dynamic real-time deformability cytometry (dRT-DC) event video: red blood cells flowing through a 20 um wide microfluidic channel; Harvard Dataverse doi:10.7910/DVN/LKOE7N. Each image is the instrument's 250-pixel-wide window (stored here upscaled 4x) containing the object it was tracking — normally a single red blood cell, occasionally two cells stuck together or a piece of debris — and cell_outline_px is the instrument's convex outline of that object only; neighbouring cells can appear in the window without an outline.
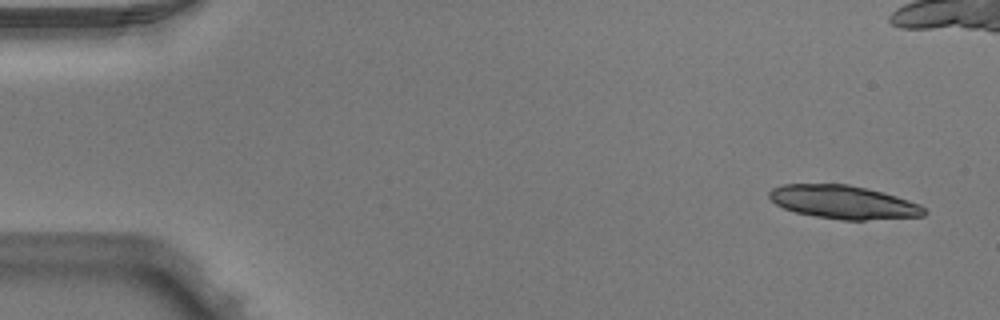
{"species": "Egyptian fruit bat (a non-hibernating species)", "species_latin": "Rousettus aegyptiacus", "temperature_condition": "warm", "stored_images_in_passage": 5, "camera_frame_rate_fps": 3000, "um_per_image_px": 0.085, "animal": {"sex": "male"}, "frame": {"image": 1, "passage_image": 1, "time_ms": 0.0, "image_size_px": [1000, 320], "cell_outline_px": [[928, 212], [924, 216], [864, 220], [840, 220], [816, 216], [796, 212], [784, 208], [776, 204], [768, 196], [768, 192], [772, 188], [784, 184], [848, 184], [896, 196], [920, 204]], "centroid_in_image_um": [71.69, 17.18], "position_along_channel_um": 13.3, "area_um2": 29.94}}